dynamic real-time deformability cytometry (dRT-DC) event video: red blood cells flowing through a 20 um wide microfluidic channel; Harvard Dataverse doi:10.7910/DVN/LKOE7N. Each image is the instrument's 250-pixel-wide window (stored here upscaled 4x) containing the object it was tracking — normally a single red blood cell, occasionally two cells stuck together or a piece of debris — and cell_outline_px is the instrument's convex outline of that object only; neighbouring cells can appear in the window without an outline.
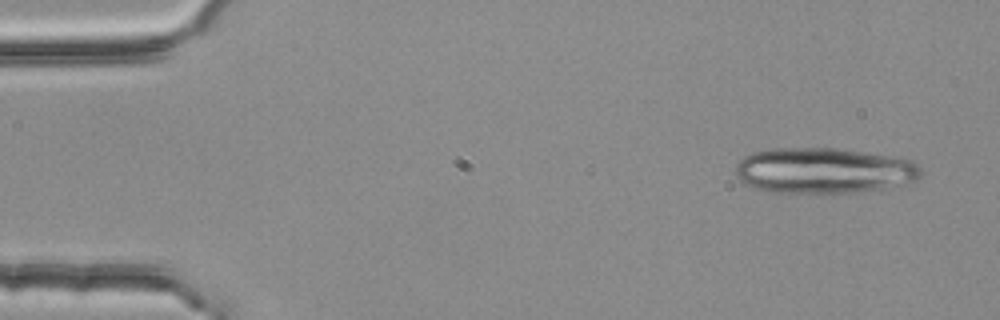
{"species": "common noctule bat (a hibernating species)", "species_latin": "Nyctalus noctula", "temperature_condition": "room temperature", "stored_images_in_passage": 4, "camera_frame_rate_fps": 3000, "um_per_image_px": 0.085, "animal": {"sex": "female", "body_mass_g": 25.1}, "frame": {"image": 1, "passage_image": 1, "time_ms": 0.0, "image_size_px": [1000, 320], "cell_outline_px": [[920, 176], [916, 180], [900, 184], [880, 188], [856, 192], [772, 192], [756, 188], [744, 184], [736, 176], [736, 164], [744, 156], [752, 152], [776, 148], [836, 148], [900, 156], [916, 164], [920, 168]], "centroid_in_image_um": [70.0, 14.47], "position_along_channel_um": 15.0, "area_um2": 49.13}}